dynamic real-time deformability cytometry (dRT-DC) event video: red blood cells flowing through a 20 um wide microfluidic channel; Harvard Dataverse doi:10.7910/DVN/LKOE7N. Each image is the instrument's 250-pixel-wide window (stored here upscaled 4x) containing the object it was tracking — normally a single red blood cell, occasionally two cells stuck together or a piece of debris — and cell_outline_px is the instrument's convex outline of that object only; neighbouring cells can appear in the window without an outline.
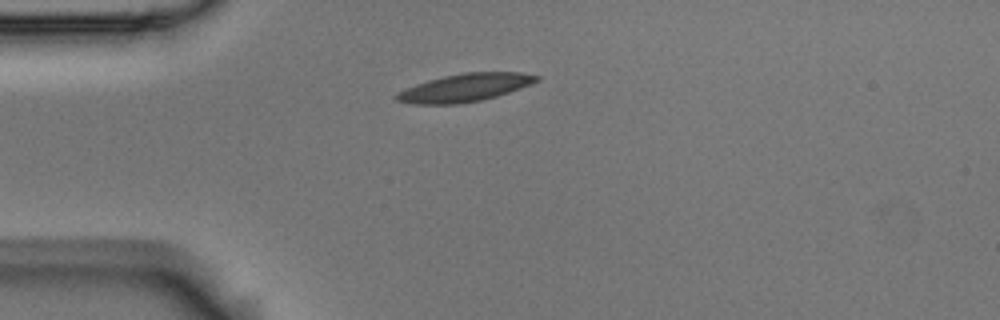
{"species": "Egyptian fruit bat (a non-hibernating species)", "species_latin": "Rousettus aegyptiacus", "temperature_condition": "room temperature", "stored_images_in_passage": 2, "camera_frame_rate_fps": 3000, "um_per_image_px": 0.085, "animal": {"sex": "male"}, "frame": {"image": 1, "passage_image": 1, "time_ms": 0.0, "image_size_px": [1000, 320], "cell_outline_px": [[540, 80], [532, 84], [496, 96], [480, 100], [460, 104], [412, 104], [396, 100], [392, 96], [396, 92], [416, 84], [428, 80], [444, 76], [464, 72], [520, 72], [540, 76]], "centroid_in_image_um": [39.49, 7.45], "position_along_channel_um": 45.5, "area_um2": 22.83}}
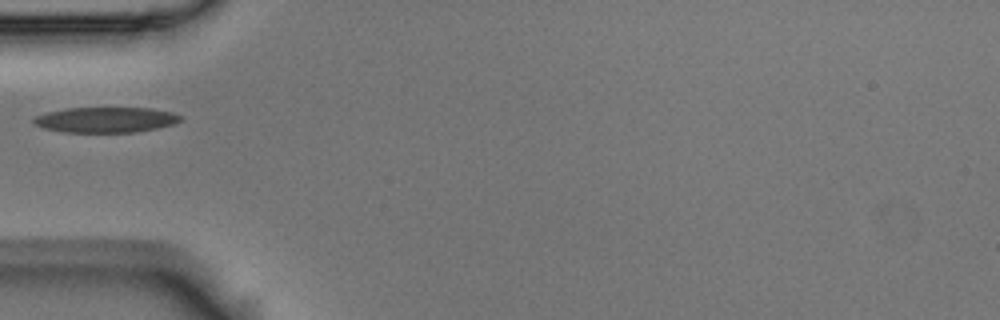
{"frame": {"image": 2, "passage_image": 2, "time_ms": 0.333, "image_size_px": [1000, 320], "cell_outline_px": [[184, 116], [176, 124], [136, 132], [64, 132], [44, 128], [36, 124], [32, 120], [36, 116], [48, 112], [64, 108], [152, 108], [172, 112]], "centroid_in_image_um": [9.04, 10.18], "position_along_channel_um": 76.0, "area_um2": 21.73}}